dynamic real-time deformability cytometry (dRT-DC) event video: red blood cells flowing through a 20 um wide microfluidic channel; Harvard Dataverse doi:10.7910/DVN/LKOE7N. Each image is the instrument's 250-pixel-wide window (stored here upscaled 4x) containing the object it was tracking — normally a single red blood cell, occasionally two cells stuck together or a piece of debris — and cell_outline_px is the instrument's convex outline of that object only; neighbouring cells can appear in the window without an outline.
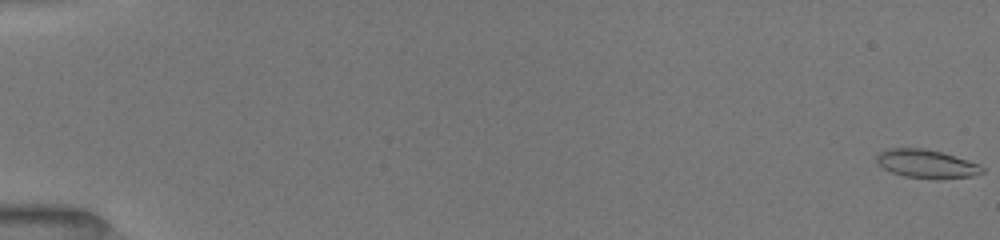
{"species": "common noctule bat (a hibernating species)", "species_latin": "Nyctalus noctula", "temperature_condition": "room temperature", "stored_images_in_passage": 6, "camera_frame_rate_fps": 3000, "um_per_image_px": 0.085, "animal": {"sex": "female", "body_mass_g": 19.5, "forearm_length_mm": 54.1}, "frame": {"image": 1, "passage_image": 1, "time_ms": 0.0, "image_size_px": [1000, 240], "cell_outline_px": [[984, 172], [972, 176], [904, 176], [892, 172], [876, 164], [876, 156], [880, 152], [888, 148], [924, 148], [940, 152], [976, 164], [984, 168]], "centroid_in_image_um": [78.64, 13.87], "position_along_channel_um": 6.4, "area_um2": 16.42}}